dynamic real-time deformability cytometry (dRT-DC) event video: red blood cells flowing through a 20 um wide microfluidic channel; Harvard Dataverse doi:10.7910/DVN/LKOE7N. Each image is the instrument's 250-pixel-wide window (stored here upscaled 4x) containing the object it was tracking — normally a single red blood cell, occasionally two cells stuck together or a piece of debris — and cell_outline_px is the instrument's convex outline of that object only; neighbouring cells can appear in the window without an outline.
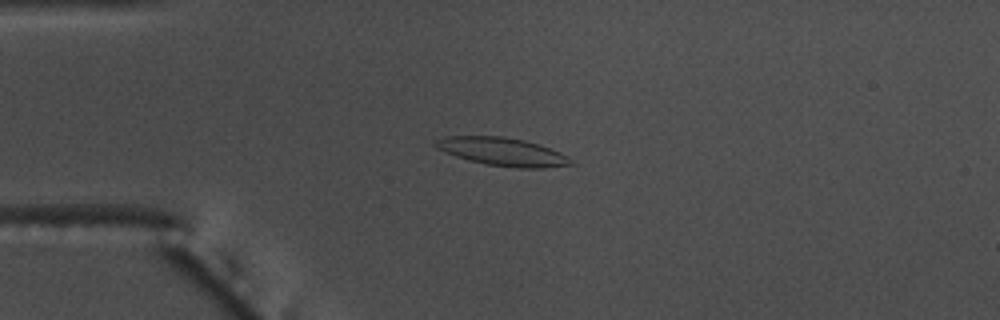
{"species": "common noctule bat (a hibernating species)", "species_latin": "Nyctalus noctula", "temperature_condition": "warm", "stored_images_in_passage": 55, "camera_frame_rate_fps": 3000, "um_per_image_px": 0.085, "animal": {"sex": "male", "body_mass_g": 17.5, "forearm_length_mm": 52.3}, "frame": {"image": 1, "passage_image": 14, "time_ms": 4.333, "image_size_px": [1000, 320], "cell_outline_px": [[576, 164], [544, 168], [516, 168], [488, 164], [468, 160], [444, 152], [436, 148], [432, 144], [436, 140], [448, 136], [504, 136], [524, 140], [560, 152]], "centroid_in_image_um": [42.68, 12.89], "position_along_channel_um": 42.3, "area_um2": 22.02}}
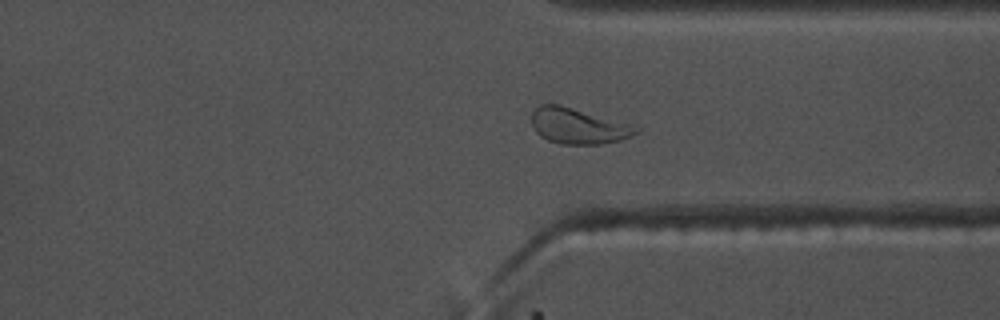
{"frame": {"image": 2, "passage_image": 42, "time_ms": 13.667, "image_size_px": [1000, 320], "cell_outline_px": [[640, 132], [632, 136], [620, 140], [600, 144], [560, 144], [548, 140], [540, 136], [532, 128], [532, 112], [540, 104], [560, 104], [628, 124], [640, 128]], "centroid_in_image_um": [49.11, 10.72], "position_along_channel_um": 362.3, "area_um2": 21.56}}
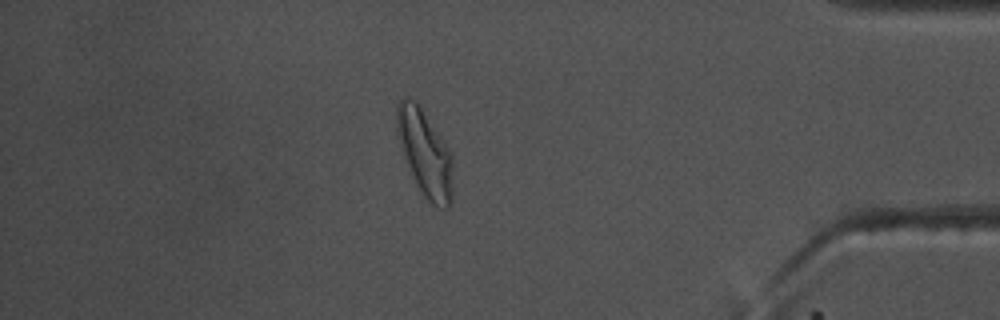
{"frame": {"image": 3, "passage_image": 48, "time_ms": 15.667, "image_size_px": [1000, 320], "cell_outline_px": [[452, 200], [448, 208], [440, 208], [432, 204], [424, 196], [416, 184], [404, 160], [396, 136], [396, 104], [404, 96], [408, 96], [420, 108], [448, 148], [452, 156]], "centroid_in_image_um": [36.08, 13.04], "position_along_channel_um": 399.1, "area_um2": 28.15}, "authors_computed_cell_mechanics": {"area_um2": 21.2126, "velocity_mm_per_s": 3.6885, "shape_relaxation_time_tau1_ms": 6.0178, "shape_relaxation_time_tau2_ms": 2.021, "deformation_change_tau1": 0.2029, "deformation_change_tau2": 0.0771}}